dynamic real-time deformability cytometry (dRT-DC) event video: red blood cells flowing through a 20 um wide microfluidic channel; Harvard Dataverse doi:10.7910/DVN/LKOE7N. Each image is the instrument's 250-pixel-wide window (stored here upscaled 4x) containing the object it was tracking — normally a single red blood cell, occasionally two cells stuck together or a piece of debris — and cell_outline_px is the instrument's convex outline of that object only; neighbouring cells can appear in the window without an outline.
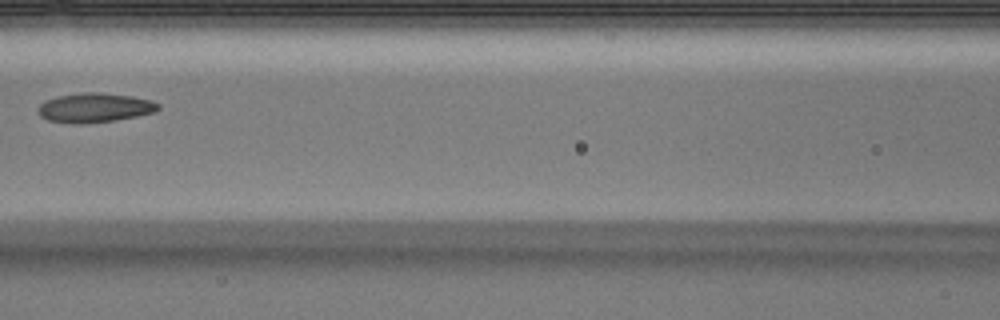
{"species": "Egyptian fruit bat (a non-hibernating species)", "species_latin": "Rousettus aegyptiacus", "temperature_condition": "warm", "stored_images_in_passage": 4, "camera_frame_rate_fps": 3000, "um_per_image_px": 0.085, "animal": {"sex": "male"}, "frame": {"image": 1, "passage_image": 4, "time_ms": 1.0, "image_size_px": [1000, 320], "cell_outline_px": [[160, 108], [152, 112], [136, 116], [116, 120], [80, 124], [72, 124], [48, 120], [40, 116], [36, 108], [40, 104], [48, 100], [60, 96], [88, 92], [100, 92], [132, 96], [152, 100], [160, 104]], "centroid_in_image_um": [8.05, 9.16], "position_along_channel_um": 158.6, "area_um2": 20.46}}